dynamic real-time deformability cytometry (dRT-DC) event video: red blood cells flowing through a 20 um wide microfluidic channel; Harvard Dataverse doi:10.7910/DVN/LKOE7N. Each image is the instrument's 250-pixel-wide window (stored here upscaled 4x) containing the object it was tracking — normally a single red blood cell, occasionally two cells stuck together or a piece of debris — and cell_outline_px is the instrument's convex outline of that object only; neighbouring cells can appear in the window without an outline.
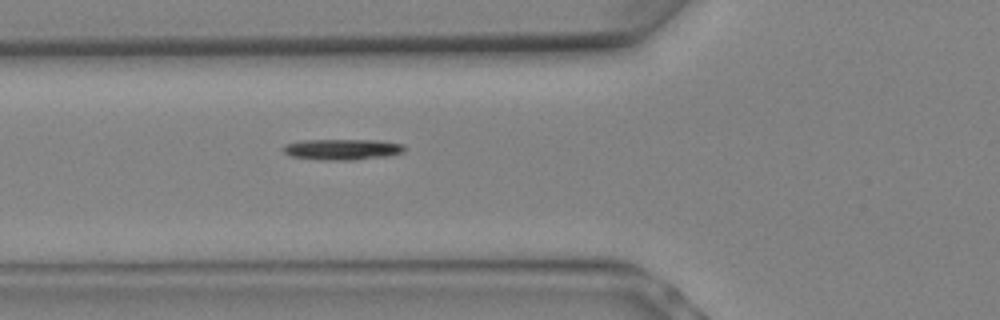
{"species": "Egyptian fruit bat (a non-hibernating species)", "species_latin": "Rousettus aegyptiacus", "temperature_condition": "warm", "stored_images_in_passage": 3, "camera_frame_rate_fps": 3000, "um_per_image_px": 0.085, "animal": {"sex": "female"}, "frame": {"image": 1, "passage_image": 3, "time_ms": 0.667, "image_size_px": [1000, 320], "cell_outline_px": [[404, 152], [388, 156], [356, 160], [320, 160], [288, 156], [280, 148], [284, 144], [300, 140], [376, 140], [404, 144]], "centroid_in_image_um": [29.04, 12.7], "position_along_channel_um": 96.8, "area_um2": 15.03}}